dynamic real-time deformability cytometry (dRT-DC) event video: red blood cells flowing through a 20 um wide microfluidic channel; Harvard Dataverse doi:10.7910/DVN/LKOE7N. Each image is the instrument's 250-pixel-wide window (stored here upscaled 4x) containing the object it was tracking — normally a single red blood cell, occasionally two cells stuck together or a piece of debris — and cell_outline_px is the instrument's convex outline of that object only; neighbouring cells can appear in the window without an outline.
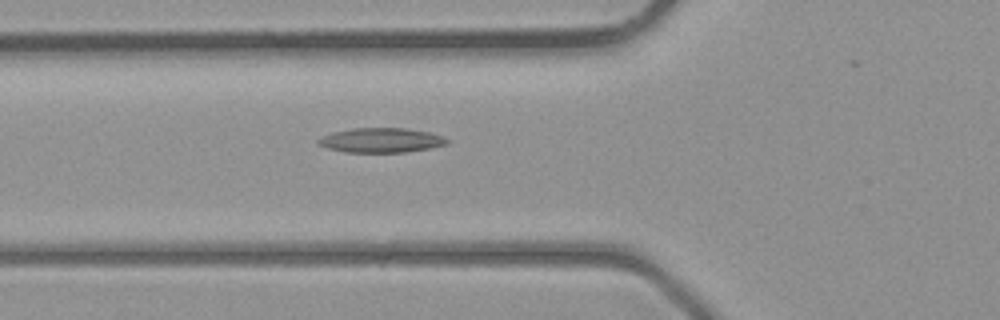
{"species": "common noctule bat (a hibernating species)", "species_latin": "Nyctalus noctula", "temperature_condition": "room temperature", "stored_images_in_passage": 26, "camera_frame_rate_fps": 3000, "um_per_image_px": 0.085, "animal": {"sex": "male", "body_mass_g": 23.1, "forearm_length_mm": 52.7}, "frame": {"image": 1, "passage_image": 3, "time_ms": 0.667, "image_size_px": [1000, 320], "cell_outline_px": [[448, 144], [428, 148], [404, 152], [344, 152], [328, 148], [316, 144], [316, 140], [332, 132], [352, 128], [404, 128], [428, 132], [440, 136], [448, 140]], "centroid_in_image_um": [32.33, 11.92], "position_along_channel_um": 93.5, "area_um2": 18.26}}
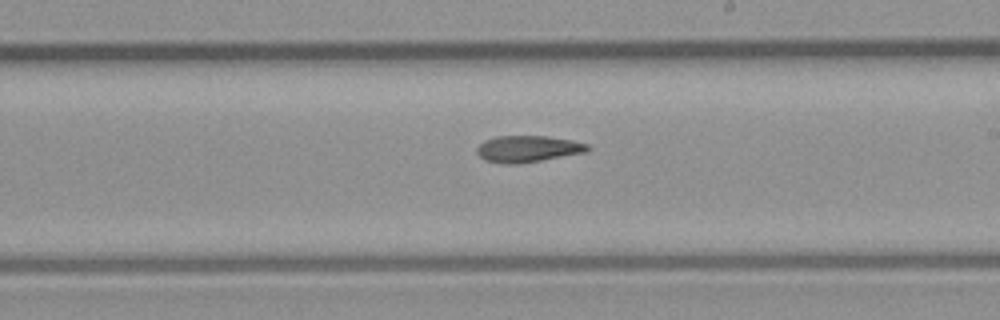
{"frame": {"image": 2, "passage_image": 12, "time_ms": 3.667, "image_size_px": [1000, 320], "cell_outline_px": [[592, 148], [588, 152], [516, 164], [500, 164], [484, 160], [476, 152], [476, 148], [484, 140], [496, 136], [548, 136], [572, 140], [588, 144]], "centroid_in_image_um": [44.87, 12.65], "position_along_channel_um": 244.1, "area_um2": 17.28}}
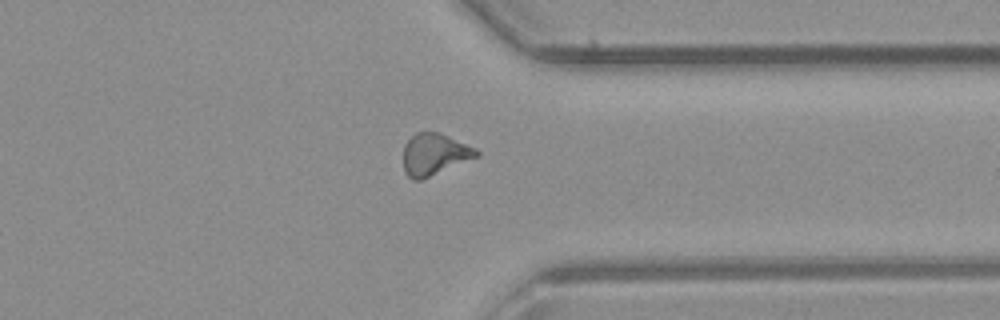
{"frame": {"image": 3, "passage_image": 20, "time_ms": 6.333, "image_size_px": [1000, 320], "cell_outline_px": [[480, 156], [420, 180], [412, 180], [404, 172], [404, 144], [416, 132], [440, 132], [476, 148], [480, 152]], "centroid_in_image_um": [36.94, 13.11], "position_along_channel_um": 374.5, "area_um2": 17.8}}